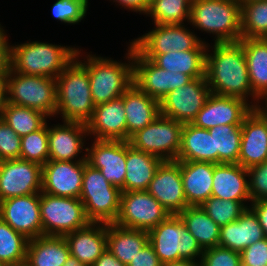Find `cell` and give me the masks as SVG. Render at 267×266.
<instances>
[{
  "mask_svg": "<svg viewBox=\"0 0 267 266\" xmlns=\"http://www.w3.org/2000/svg\"><path fill=\"white\" fill-rule=\"evenodd\" d=\"M154 28L130 42L140 54H165L195 49L202 39L183 24H154Z\"/></svg>",
  "mask_w": 267,
  "mask_h": 266,
  "instance_id": "cell-14",
  "label": "cell"
},
{
  "mask_svg": "<svg viewBox=\"0 0 267 266\" xmlns=\"http://www.w3.org/2000/svg\"><path fill=\"white\" fill-rule=\"evenodd\" d=\"M92 266H126L109 250H105Z\"/></svg>",
  "mask_w": 267,
  "mask_h": 266,
  "instance_id": "cell-52",
  "label": "cell"
},
{
  "mask_svg": "<svg viewBox=\"0 0 267 266\" xmlns=\"http://www.w3.org/2000/svg\"><path fill=\"white\" fill-rule=\"evenodd\" d=\"M162 162L159 157L137 150L126 141L124 192L147 191Z\"/></svg>",
  "mask_w": 267,
  "mask_h": 266,
  "instance_id": "cell-31",
  "label": "cell"
},
{
  "mask_svg": "<svg viewBox=\"0 0 267 266\" xmlns=\"http://www.w3.org/2000/svg\"><path fill=\"white\" fill-rule=\"evenodd\" d=\"M176 161H204L218 163L214 152V136L208 129L184 124L181 131V147Z\"/></svg>",
  "mask_w": 267,
  "mask_h": 266,
  "instance_id": "cell-32",
  "label": "cell"
},
{
  "mask_svg": "<svg viewBox=\"0 0 267 266\" xmlns=\"http://www.w3.org/2000/svg\"><path fill=\"white\" fill-rule=\"evenodd\" d=\"M0 218L29 240L43 236L40 193L0 201Z\"/></svg>",
  "mask_w": 267,
  "mask_h": 266,
  "instance_id": "cell-16",
  "label": "cell"
},
{
  "mask_svg": "<svg viewBox=\"0 0 267 266\" xmlns=\"http://www.w3.org/2000/svg\"><path fill=\"white\" fill-rule=\"evenodd\" d=\"M192 80L189 75L160 68L152 60L144 58L133 46V83L152 98L160 102L170 91Z\"/></svg>",
  "mask_w": 267,
  "mask_h": 266,
  "instance_id": "cell-13",
  "label": "cell"
},
{
  "mask_svg": "<svg viewBox=\"0 0 267 266\" xmlns=\"http://www.w3.org/2000/svg\"><path fill=\"white\" fill-rule=\"evenodd\" d=\"M0 266H6L3 262L0 261Z\"/></svg>",
  "mask_w": 267,
  "mask_h": 266,
  "instance_id": "cell-58",
  "label": "cell"
},
{
  "mask_svg": "<svg viewBox=\"0 0 267 266\" xmlns=\"http://www.w3.org/2000/svg\"><path fill=\"white\" fill-rule=\"evenodd\" d=\"M170 215L148 191L121 192L120 212L115 224L149 231Z\"/></svg>",
  "mask_w": 267,
  "mask_h": 266,
  "instance_id": "cell-11",
  "label": "cell"
},
{
  "mask_svg": "<svg viewBox=\"0 0 267 266\" xmlns=\"http://www.w3.org/2000/svg\"><path fill=\"white\" fill-rule=\"evenodd\" d=\"M8 103L41 111L56 117V79L13 72L5 74Z\"/></svg>",
  "mask_w": 267,
  "mask_h": 266,
  "instance_id": "cell-8",
  "label": "cell"
},
{
  "mask_svg": "<svg viewBox=\"0 0 267 266\" xmlns=\"http://www.w3.org/2000/svg\"><path fill=\"white\" fill-rule=\"evenodd\" d=\"M71 254L64 236H39L30 239L27 245L28 266H67Z\"/></svg>",
  "mask_w": 267,
  "mask_h": 266,
  "instance_id": "cell-30",
  "label": "cell"
},
{
  "mask_svg": "<svg viewBox=\"0 0 267 266\" xmlns=\"http://www.w3.org/2000/svg\"><path fill=\"white\" fill-rule=\"evenodd\" d=\"M240 6L247 4V3H251V2H255V1H263V0H235Z\"/></svg>",
  "mask_w": 267,
  "mask_h": 266,
  "instance_id": "cell-56",
  "label": "cell"
},
{
  "mask_svg": "<svg viewBox=\"0 0 267 266\" xmlns=\"http://www.w3.org/2000/svg\"><path fill=\"white\" fill-rule=\"evenodd\" d=\"M40 213L45 236H64L88 226L80 198H68L40 193Z\"/></svg>",
  "mask_w": 267,
  "mask_h": 266,
  "instance_id": "cell-9",
  "label": "cell"
},
{
  "mask_svg": "<svg viewBox=\"0 0 267 266\" xmlns=\"http://www.w3.org/2000/svg\"><path fill=\"white\" fill-rule=\"evenodd\" d=\"M210 94L206 78H195L188 84L170 91L161 99L160 114L183 125L192 124Z\"/></svg>",
  "mask_w": 267,
  "mask_h": 266,
  "instance_id": "cell-12",
  "label": "cell"
},
{
  "mask_svg": "<svg viewBox=\"0 0 267 266\" xmlns=\"http://www.w3.org/2000/svg\"><path fill=\"white\" fill-rule=\"evenodd\" d=\"M253 94L258 97L267 94V39L242 38Z\"/></svg>",
  "mask_w": 267,
  "mask_h": 266,
  "instance_id": "cell-34",
  "label": "cell"
},
{
  "mask_svg": "<svg viewBox=\"0 0 267 266\" xmlns=\"http://www.w3.org/2000/svg\"><path fill=\"white\" fill-rule=\"evenodd\" d=\"M9 56L10 44L8 43L7 34L0 24V75H5L9 69Z\"/></svg>",
  "mask_w": 267,
  "mask_h": 266,
  "instance_id": "cell-49",
  "label": "cell"
},
{
  "mask_svg": "<svg viewBox=\"0 0 267 266\" xmlns=\"http://www.w3.org/2000/svg\"><path fill=\"white\" fill-rule=\"evenodd\" d=\"M248 171V191L251 202L267 200V160Z\"/></svg>",
  "mask_w": 267,
  "mask_h": 266,
  "instance_id": "cell-46",
  "label": "cell"
},
{
  "mask_svg": "<svg viewBox=\"0 0 267 266\" xmlns=\"http://www.w3.org/2000/svg\"><path fill=\"white\" fill-rule=\"evenodd\" d=\"M86 135V124L81 122L63 121L61 125L48 126L49 160L86 161V154L77 157L82 153Z\"/></svg>",
  "mask_w": 267,
  "mask_h": 266,
  "instance_id": "cell-22",
  "label": "cell"
},
{
  "mask_svg": "<svg viewBox=\"0 0 267 266\" xmlns=\"http://www.w3.org/2000/svg\"><path fill=\"white\" fill-rule=\"evenodd\" d=\"M74 263L92 266L107 249V224L90 223L64 235Z\"/></svg>",
  "mask_w": 267,
  "mask_h": 266,
  "instance_id": "cell-23",
  "label": "cell"
},
{
  "mask_svg": "<svg viewBox=\"0 0 267 266\" xmlns=\"http://www.w3.org/2000/svg\"><path fill=\"white\" fill-rule=\"evenodd\" d=\"M245 202L223 200L211 196L200 206L215 223L222 227L236 221L242 215L249 207Z\"/></svg>",
  "mask_w": 267,
  "mask_h": 266,
  "instance_id": "cell-41",
  "label": "cell"
},
{
  "mask_svg": "<svg viewBox=\"0 0 267 266\" xmlns=\"http://www.w3.org/2000/svg\"><path fill=\"white\" fill-rule=\"evenodd\" d=\"M178 215L202 250L219 246L220 226L201 206H188Z\"/></svg>",
  "mask_w": 267,
  "mask_h": 266,
  "instance_id": "cell-35",
  "label": "cell"
},
{
  "mask_svg": "<svg viewBox=\"0 0 267 266\" xmlns=\"http://www.w3.org/2000/svg\"><path fill=\"white\" fill-rule=\"evenodd\" d=\"M124 7V9L132 10L134 12H139L146 14L150 7V0H113Z\"/></svg>",
  "mask_w": 267,
  "mask_h": 266,
  "instance_id": "cell-50",
  "label": "cell"
},
{
  "mask_svg": "<svg viewBox=\"0 0 267 266\" xmlns=\"http://www.w3.org/2000/svg\"><path fill=\"white\" fill-rule=\"evenodd\" d=\"M84 161L48 160L42 166L41 192L68 198H80Z\"/></svg>",
  "mask_w": 267,
  "mask_h": 266,
  "instance_id": "cell-19",
  "label": "cell"
},
{
  "mask_svg": "<svg viewBox=\"0 0 267 266\" xmlns=\"http://www.w3.org/2000/svg\"><path fill=\"white\" fill-rule=\"evenodd\" d=\"M67 266H86V265H81V264H77V263L71 262Z\"/></svg>",
  "mask_w": 267,
  "mask_h": 266,
  "instance_id": "cell-57",
  "label": "cell"
},
{
  "mask_svg": "<svg viewBox=\"0 0 267 266\" xmlns=\"http://www.w3.org/2000/svg\"><path fill=\"white\" fill-rule=\"evenodd\" d=\"M88 0H57L51 9L58 21L67 24H78L86 17Z\"/></svg>",
  "mask_w": 267,
  "mask_h": 266,
  "instance_id": "cell-43",
  "label": "cell"
},
{
  "mask_svg": "<svg viewBox=\"0 0 267 266\" xmlns=\"http://www.w3.org/2000/svg\"><path fill=\"white\" fill-rule=\"evenodd\" d=\"M16 266H28V265L24 263V264L16 265Z\"/></svg>",
  "mask_w": 267,
  "mask_h": 266,
  "instance_id": "cell-59",
  "label": "cell"
},
{
  "mask_svg": "<svg viewBox=\"0 0 267 266\" xmlns=\"http://www.w3.org/2000/svg\"><path fill=\"white\" fill-rule=\"evenodd\" d=\"M77 50L39 41L10 45L9 68L16 73L56 79L74 60Z\"/></svg>",
  "mask_w": 267,
  "mask_h": 266,
  "instance_id": "cell-2",
  "label": "cell"
},
{
  "mask_svg": "<svg viewBox=\"0 0 267 266\" xmlns=\"http://www.w3.org/2000/svg\"><path fill=\"white\" fill-rule=\"evenodd\" d=\"M48 123L41 129L21 137L20 158L42 166L49 160Z\"/></svg>",
  "mask_w": 267,
  "mask_h": 266,
  "instance_id": "cell-42",
  "label": "cell"
},
{
  "mask_svg": "<svg viewBox=\"0 0 267 266\" xmlns=\"http://www.w3.org/2000/svg\"><path fill=\"white\" fill-rule=\"evenodd\" d=\"M149 243L164 264L181 259L200 261L203 250L179 215H170L148 231ZM198 260H197V259Z\"/></svg>",
  "mask_w": 267,
  "mask_h": 266,
  "instance_id": "cell-7",
  "label": "cell"
},
{
  "mask_svg": "<svg viewBox=\"0 0 267 266\" xmlns=\"http://www.w3.org/2000/svg\"><path fill=\"white\" fill-rule=\"evenodd\" d=\"M241 125H218L208 129L214 136V152H218V163H238L242 137Z\"/></svg>",
  "mask_w": 267,
  "mask_h": 266,
  "instance_id": "cell-36",
  "label": "cell"
},
{
  "mask_svg": "<svg viewBox=\"0 0 267 266\" xmlns=\"http://www.w3.org/2000/svg\"><path fill=\"white\" fill-rule=\"evenodd\" d=\"M207 45L205 58V78L213 94L254 101L247 63L242 43L225 42ZM249 95V96H248Z\"/></svg>",
  "mask_w": 267,
  "mask_h": 266,
  "instance_id": "cell-1",
  "label": "cell"
},
{
  "mask_svg": "<svg viewBox=\"0 0 267 266\" xmlns=\"http://www.w3.org/2000/svg\"><path fill=\"white\" fill-rule=\"evenodd\" d=\"M192 0H151L146 16L154 24H185L190 22Z\"/></svg>",
  "mask_w": 267,
  "mask_h": 266,
  "instance_id": "cell-39",
  "label": "cell"
},
{
  "mask_svg": "<svg viewBox=\"0 0 267 266\" xmlns=\"http://www.w3.org/2000/svg\"><path fill=\"white\" fill-rule=\"evenodd\" d=\"M121 192L99 169L84 161L80 200L91 223H115L120 212Z\"/></svg>",
  "mask_w": 267,
  "mask_h": 266,
  "instance_id": "cell-6",
  "label": "cell"
},
{
  "mask_svg": "<svg viewBox=\"0 0 267 266\" xmlns=\"http://www.w3.org/2000/svg\"><path fill=\"white\" fill-rule=\"evenodd\" d=\"M190 25L215 35L214 43L238 42L241 6L235 0H192Z\"/></svg>",
  "mask_w": 267,
  "mask_h": 266,
  "instance_id": "cell-5",
  "label": "cell"
},
{
  "mask_svg": "<svg viewBox=\"0 0 267 266\" xmlns=\"http://www.w3.org/2000/svg\"><path fill=\"white\" fill-rule=\"evenodd\" d=\"M249 207L255 212L258 217L259 223L267 237V200H260L251 202Z\"/></svg>",
  "mask_w": 267,
  "mask_h": 266,
  "instance_id": "cell-51",
  "label": "cell"
},
{
  "mask_svg": "<svg viewBox=\"0 0 267 266\" xmlns=\"http://www.w3.org/2000/svg\"><path fill=\"white\" fill-rule=\"evenodd\" d=\"M183 124L161 114L149 125L133 134L128 142L140 151L163 161L177 160Z\"/></svg>",
  "mask_w": 267,
  "mask_h": 266,
  "instance_id": "cell-10",
  "label": "cell"
},
{
  "mask_svg": "<svg viewBox=\"0 0 267 266\" xmlns=\"http://www.w3.org/2000/svg\"><path fill=\"white\" fill-rule=\"evenodd\" d=\"M238 164L248 169L267 160V125L252 110L241 125Z\"/></svg>",
  "mask_w": 267,
  "mask_h": 266,
  "instance_id": "cell-24",
  "label": "cell"
},
{
  "mask_svg": "<svg viewBox=\"0 0 267 266\" xmlns=\"http://www.w3.org/2000/svg\"><path fill=\"white\" fill-rule=\"evenodd\" d=\"M148 242V231L107 224V250L126 266Z\"/></svg>",
  "mask_w": 267,
  "mask_h": 266,
  "instance_id": "cell-33",
  "label": "cell"
},
{
  "mask_svg": "<svg viewBox=\"0 0 267 266\" xmlns=\"http://www.w3.org/2000/svg\"><path fill=\"white\" fill-rule=\"evenodd\" d=\"M29 239L15 231L0 218V261L6 266L21 265L26 262Z\"/></svg>",
  "mask_w": 267,
  "mask_h": 266,
  "instance_id": "cell-38",
  "label": "cell"
},
{
  "mask_svg": "<svg viewBox=\"0 0 267 266\" xmlns=\"http://www.w3.org/2000/svg\"><path fill=\"white\" fill-rule=\"evenodd\" d=\"M21 137L0 118V161L20 159Z\"/></svg>",
  "mask_w": 267,
  "mask_h": 266,
  "instance_id": "cell-45",
  "label": "cell"
},
{
  "mask_svg": "<svg viewBox=\"0 0 267 266\" xmlns=\"http://www.w3.org/2000/svg\"><path fill=\"white\" fill-rule=\"evenodd\" d=\"M183 191L188 206H200L212 195L213 163L181 161Z\"/></svg>",
  "mask_w": 267,
  "mask_h": 266,
  "instance_id": "cell-27",
  "label": "cell"
},
{
  "mask_svg": "<svg viewBox=\"0 0 267 266\" xmlns=\"http://www.w3.org/2000/svg\"><path fill=\"white\" fill-rule=\"evenodd\" d=\"M42 165L24 159L0 161V201L41 193Z\"/></svg>",
  "mask_w": 267,
  "mask_h": 266,
  "instance_id": "cell-15",
  "label": "cell"
},
{
  "mask_svg": "<svg viewBox=\"0 0 267 266\" xmlns=\"http://www.w3.org/2000/svg\"><path fill=\"white\" fill-rule=\"evenodd\" d=\"M127 51L128 63L92 54H86L85 61L79 60L88 70L95 106L120 98L133 84V45L131 43Z\"/></svg>",
  "mask_w": 267,
  "mask_h": 266,
  "instance_id": "cell-4",
  "label": "cell"
},
{
  "mask_svg": "<svg viewBox=\"0 0 267 266\" xmlns=\"http://www.w3.org/2000/svg\"><path fill=\"white\" fill-rule=\"evenodd\" d=\"M124 110L129 138L152 123L160 114L159 101L141 91L134 83L124 93Z\"/></svg>",
  "mask_w": 267,
  "mask_h": 266,
  "instance_id": "cell-28",
  "label": "cell"
},
{
  "mask_svg": "<svg viewBox=\"0 0 267 266\" xmlns=\"http://www.w3.org/2000/svg\"><path fill=\"white\" fill-rule=\"evenodd\" d=\"M91 145L90 148L84 146L87 163L99 169L109 183L124 192L126 141L94 139Z\"/></svg>",
  "mask_w": 267,
  "mask_h": 266,
  "instance_id": "cell-17",
  "label": "cell"
},
{
  "mask_svg": "<svg viewBox=\"0 0 267 266\" xmlns=\"http://www.w3.org/2000/svg\"><path fill=\"white\" fill-rule=\"evenodd\" d=\"M8 102L7 82L5 75H0V118Z\"/></svg>",
  "mask_w": 267,
  "mask_h": 266,
  "instance_id": "cell-54",
  "label": "cell"
},
{
  "mask_svg": "<svg viewBox=\"0 0 267 266\" xmlns=\"http://www.w3.org/2000/svg\"><path fill=\"white\" fill-rule=\"evenodd\" d=\"M127 266H163V263L155 253L153 246L148 242Z\"/></svg>",
  "mask_w": 267,
  "mask_h": 266,
  "instance_id": "cell-48",
  "label": "cell"
},
{
  "mask_svg": "<svg viewBox=\"0 0 267 266\" xmlns=\"http://www.w3.org/2000/svg\"><path fill=\"white\" fill-rule=\"evenodd\" d=\"M242 38H267V0L241 6Z\"/></svg>",
  "mask_w": 267,
  "mask_h": 266,
  "instance_id": "cell-40",
  "label": "cell"
},
{
  "mask_svg": "<svg viewBox=\"0 0 267 266\" xmlns=\"http://www.w3.org/2000/svg\"><path fill=\"white\" fill-rule=\"evenodd\" d=\"M208 43L204 40L193 50L170 51L165 54H141L160 68L180 72L193 79L205 77V58Z\"/></svg>",
  "mask_w": 267,
  "mask_h": 266,
  "instance_id": "cell-29",
  "label": "cell"
},
{
  "mask_svg": "<svg viewBox=\"0 0 267 266\" xmlns=\"http://www.w3.org/2000/svg\"><path fill=\"white\" fill-rule=\"evenodd\" d=\"M88 136L97 140L127 141V123L124 110V94L117 99L95 106L86 123Z\"/></svg>",
  "mask_w": 267,
  "mask_h": 266,
  "instance_id": "cell-21",
  "label": "cell"
},
{
  "mask_svg": "<svg viewBox=\"0 0 267 266\" xmlns=\"http://www.w3.org/2000/svg\"><path fill=\"white\" fill-rule=\"evenodd\" d=\"M200 266H242L241 253L220 246L205 249Z\"/></svg>",
  "mask_w": 267,
  "mask_h": 266,
  "instance_id": "cell-44",
  "label": "cell"
},
{
  "mask_svg": "<svg viewBox=\"0 0 267 266\" xmlns=\"http://www.w3.org/2000/svg\"><path fill=\"white\" fill-rule=\"evenodd\" d=\"M248 171L238 163H213V197L223 200L250 201Z\"/></svg>",
  "mask_w": 267,
  "mask_h": 266,
  "instance_id": "cell-25",
  "label": "cell"
},
{
  "mask_svg": "<svg viewBox=\"0 0 267 266\" xmlns=\"http://www.w3.org/2000/svg\"><path fill=\"white\" fill-rule=\"evenodd\" d=\"M242 266H267V237L241 252Z\"/></svg>",
  "mask_w": 267,
  "mask_h": 266,
  "instance_id": "cell-47",
  "label": "cell"
},
{
  "mask_svg": "<svg viewBox=\"0 0 267 266\" xmlns=\"http://www.w3.org/2000/svg\"><path fill=\"white\" fill-rule=\"evenodd\" d=\"M163 266H200V261L181 259L174 262L164 263Z\"/></svg>",
  "mask_w": 267,
  "mask_h": 266,
  "instance_id": "cell-55",
  "label": "cell"
},
{
  "mask_svg": "<svg viewBox=\"0 0 267 266\" xmlns=\"http://www.w3.org/2000/svg\"><path fill=\"white\" fill-rule=\"evenodd\" d=\"M80 53L81 49L79 51L78 48L74 60L56 78V115H62V121L86 124L92 116L95 104L88 70L79 61Z\"/></svg>",
  "mask_w": 267,
  "mask_h": 266,
  "instance_id": "cell-3",
  "label": "cell"
},
{
  "mask_svg": "<svg viewBox=\"0 0 267 266\" xmlns=\"http://www.w3.org/2000/svg\"><path fill=\"white\" fill-rule=\"evenodd\" d=\"M252 106L253 101L249 104L240 98L211 93L192 124L202 129L242 124L244 118L252 111Z\"/></svg>",
  "mask_w": 267,
  "mask_h": 266,
  "instance_id": "cell-20",
  "label": "cell"
},
{
  "mask_svg": "<svg viewBox=\"0 0 267 266\" xmlns=\"http://www.w3.org/2000/svg\"><path fill=\"white\" fill-rule=\"evenodd\" d=\"M263 101V103H265V107L264 105L262 106L261 104L259 105L260 102ZM256 102L253 103L252 106V110L266 123L267 125V94H263L257 97V99L255 100ZM265 101V102H264ZM258 103V104H257Z\"/></svg>",
  "mask_w": 267,
  "mask_h": 266,
  "instance_id": "cell-53",
  "label": "cell"
},
{
  "mask_svg": "<svg viewBox=\"0 0 267 266\" xmlns=\"http://www.w3.org/2000/svg\"><path fill=\"white\" fill-rule=\"evenodd\" d=\"M1 118L18 136L23 137L41 129L49 117L41 111L7 102Z\"/></svg>",
  "mask_w": 267,
  "mask_h": 266,
  "instance_id": "cell-37",
  "label": "cell"
},
{
  "mask_svg": "<svg viewBox=\"0 0 267 266\" xmlns=\"http://www.w3.org/2000/svg\"><path fill=\"white\" fill-rule=\"evenodd\" d=\"M147 191L172 215H178L188 207L183 191L181 161H163Z\"/></svg>",
  "mask_w": 267,
  "mask_h": 266,
  "instance_id": "cell-18",
  "label": "cell"
},
{
  "mask_svg": "<svg viewBox=\"0 0 267 266\" xmlns=\"http://www.w3.org/2000/svg\"><path fill=\"white\" fill-rule=\"evenodd\" d=\"M264 238L266 235L257 215L248 207L236 221L220 227L219 246L241 253Z\"/></svg>",
  "mask_w": 267,
  "mask_h": 266,
  "instance_id": "cell-26",
  "label": "cell"
}]
</instances>
